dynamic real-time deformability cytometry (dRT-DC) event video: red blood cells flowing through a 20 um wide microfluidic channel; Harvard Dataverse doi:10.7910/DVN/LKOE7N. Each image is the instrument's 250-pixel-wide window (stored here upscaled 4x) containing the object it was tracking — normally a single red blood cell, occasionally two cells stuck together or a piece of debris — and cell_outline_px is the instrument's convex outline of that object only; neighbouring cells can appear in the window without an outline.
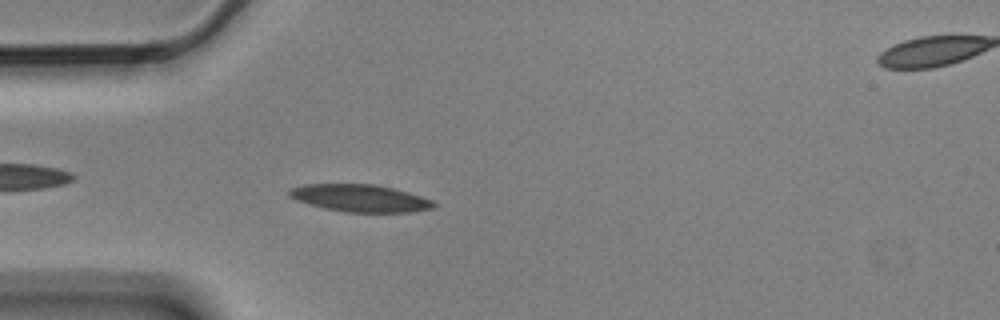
{"species": "Egyptian fruit bat (a non-hibernating species)", "species_latin": "Rousettus aegyptiacus", "temperature_condition": "cold", "stored_images_in_passage": 5, "segment_of_instrument_passage": [1, 2], "camera_frame_rate_fps": 3000, "um_per_image_px": 0.085, "animal": {"sex": "male"}, "frame": {"image": 1, "passage_image": 4, "time_ms": 1.0, "image_size_px": [1000, 320], "cell_outline_px": [[436, 208], [408, 212], [344, 212], [324, 208], [296, 200], [288, 196], [288, 188], [304, 184], [376, 184], [408, 192], [432, 200], [436, 204]], "centroid_in_image_um": [30.59, 16.84], "position_along_channel_um": 54.4, "area_um2": 23.06}}